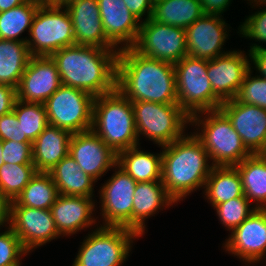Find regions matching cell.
I'll return each mask as SVG.
<instances>
[{
  "label": "cell",
  "mask_w": 266,
  "mask_h": 266,
  "mask_svg": "<svg viewBox=\"0 0 266 266\" xmlns=\"http://www.w3.org/2000/svg\"><path fill=\"white\" fill-rule=\"evenodd\" d=\"M37 173L34 164H3L0 167V190L14 201Z\"/></svg>",
  "instance_id": "34"
},
{
  "label": "cell",
  "mask_w": 266,
  "mask_h": 266,
  "mask_svg": "<svg viewBox=\"0 0 266 266\" xmlns=\"http://www.w3.org/2000/svg\"><path fill=\"white\" fill-rule=\"evenodd\" d=\"M33 142L2 141L5 164H33Z\"/></svg>",
  "instance_id": "38"
},
{
  "label": "cell",
  "mask_w": 266,
  "mask_h": 266,
  "mask_svg": "<svg viewBox=\"0 0 266 266\" xmlns=\"http://www.w3.org/2000/svg\"><path fill=\"white\" fill-rule=\"evenodd\" d=\"M116 88L131 102L178 104L174 65L120 48Z\"/></svg>",
  "instance_id": "1"
},
{
  "label": "cell",
  "mask_w": 266,
  "mask_h": 266,
  "mask_svg": "<svg viewBox=\"0 0 266 266\" xmlns=\"http://www.w3.org/2000/svg\"><path fill=\"white\" fill-rule=\"evenodd\" d=\"M205 189L213 206L244 196L241 177L235 166H214L206 180Z\"/></svg>",
  "instance_id": "30"
},
{
  "label": "cell",
  "mask_w": 266,
  "mask_h": 266,
  "mask_svg": "<svg viewBox=\"0 0 266 266\" xmlns=\"http://www.w3.org/2000/svg\"><path fill=\"white\" fill-rule=\"evenodd\" d=\"M204 15L200 0H154L152 19L186 29Z\"/></svg>",
  "instance_id": "28"
},
{
  "label": "cell",
  "mask_w": 266,
  "mask_h": 266,
  "mask_svg": "<svg viewBox=\"0 0 266 266\" xmlns=\"http://www.w3.org/2000/svg\"><path fill=\"white\" fill-rule=\"evenodd\" d=\"M251 68L247 71L236 100L266 109V78L250 77Z\"/></svg>",
  "instance_id": "36"
},
{
  "label": "cell",
  "mask_w": 266,
  "mask_h": 266,
  "mask_svg": "<svg viewBox=\"0 0 266 266\" xmlns=\"http://www.w3.org/2000/svg\"><path fill=\"white\" fill-rule=\"evenodd\" d=\"M175 202L162 181L137 182L133 198L132 230L142 235L144 219L154 214L161 206H169Z\"/></svg>",
  "instance_id": "24"
},
{
  "label": "cell",
  "mask_w": 266,
  "mask_h": 266,
  "mask_svg": "<svg viewBox=\"0 0 266 266\" xmlns=\"http://www.w3.org/2000/svg\"><path fill=\"white\" fill-rule=\"evenodd\" d=\"M231 0H200L204 14L220 15L229 6Z\"/></svg>",
  "instance_id": "44"
},
{
  "label": "cell",
  "mask_w": 266,
  "mask_h": 266,
  "mask_svg": "<svg viewBox=\"0 0 266 266\" xmlns=\"http://www.w3.org/2000/svg\"><path fill=\"white\" fill-rule=\"evenodd\" d=\"M23 3L22 0H0V12L10 10Z\"/></svg>",
  "instance_id": "46"
},
{
  "label": "cell",
  "mask_w": 266,
  "mask_h": 266,
  "mask_svg": "<svg viewBox=\"0 0 266 266\" xmlns=\"http://www.w3.org/2000/svg\"><path fill=\"white\" fill-rule=\"evenodd\" d=\"M13 112L21 124L22 142H33L49 125L43 103L24 102L17 99Z\"/></svg>",
  "instance_id": "33"
},
{
  "label": "cell",
  "mask_w": 266,
  "mask_h": 266,
  "mask_svg": "<svg viewBox=\"0 0 266 266\" xmlns=\"http://www.w3.org/2000/svg\"><path fill=\"white\" fill-rule=\"evenodd\" d=\"M132 48L146 57L175 65L187 56L185 29L149 18L140 23L139 34Z\"/></svg>",
  "instance_id": "11"
},
{
  "label": "cell",
  "mask_w": 266,
  "mask_h": 266,
  "mask_svg": "<svg viewBox=\"0 0 266 266\" xmlns=\"http://www.w3.org/2000/svg\"><path fill=\"white\" fill-rule=\"evenodd\" d=\"M250 48L249 56L253 60L255 68L259 70L261 77L266 78V48L256 44L250 46Z\"/></svg>",
  "instance_id": "43"
},
{
  "label": "cell",
  "mask_w": 266,
  "mask_h": 266,
  "mask_svg": "<svg viewBox=\"0 0 266 266\" xmlns=\"http://www.w3.org/2000/svg\"><path fill=\"white\" fill-rule=\"evenodd\" d=\"M202 113L208 114L206 120L203 121L194 114L190 117V122H195L198 126L202 123L203 133L195 134V137L213 160L212 166H235L252 155L220 109Z\"/></svg>",
  "instance_id": "5"
},
{
  "label": "cell",
  "mask_w": 266,
  "mask_h": 266,
  "mask_svg": "<svg viewBox=\"0 0 266 266\" xmlns=\"http://www.w3.org/2000/svg\"><path fill=\"white\" fill-rule=\"evenodd\" d=\"M16 100V88L0 84V116L12 112Z\"/></svg>",
  "instance_id": "42"
},
{
  "label": "cell",
  "mask_w": 266,
  "mask_h": 266,
  "mask_svg": "<svg viewBox=\"0 0 266 266\" xmlns=\"http://www.w3.org/2000/svg\"><path fill=\"white\" fill-rule=\"evenodd\" d=\"M94 98L82 89L62 84L44 103L48 124L71 134L91 130Z\"/></svg>",
  "instance_id": "9"
},
{
  "label": "cell",
  "mask_w": 266,
  "mask_h": 266,
  "mask_svg": "<svg viewBox=\"0 0 266 266\" xmlns=\"http://www.w3.org/2000/svg\"><path fill=\"white\" fill-rule=\"evenodd\" d=\"M235 167L241 177L244 196L250 202L260 203L256 209H266V154H252Z\"/></svg>",
  "instance_id": "27"
},
{
  "label": "cell",
  "mask_w": 266,
  "mask_h": 266,
  "mask_svg": "<svg viewBox=\"0 0 266 266\" xmlns=\"http://www.w3.org/2000/svg\"><path fill=\"white\" fill-rule=\"evenodd\" d=\"M8 229L0 233V266H20V256L28 252L13 230L10 227Z\"/></svg>",
  "instance_id": "37"
},
{
  "label": "cell",
  "mask_w": 266,
  "mask_h": 266,
  "mask_svg": "<svg viewBox=\"0 0 266 266\" xmlns=\"http://www.w3.org/2000/svg\"><path fill=\"white\" fill-rule=\"evenodd\" d=\"M9 227L27 252L60 235L50 209L11 205Z\"/></svg>",
  "instance_id": "14"
},
{
  "label": "cell",
  "mask_w": 266,
  "mask_h": 266,
  "mask_svg": "<svg viewBox=\"0 0 266 266\" xmlns=\"http://www.w3.org/2000/svg\"><path fill=\"white\" fill-rule=\"evenodd\" d=\"M101 189L102 215L106 225L132 230V209L137 182L118 166Z\"/></svg>",
  "instance_id": "13"
},
{
  "label": "cell",
  "mask_w": 266,
  "mask_h": 266,
  "mask_svg": "<svg viewBox=\"0 0 266 266\" xmlns=\"http://www.w3.org/2000/svg\"><path fill=\"white\" fill-rule=\"evenodd\" d=\"M225 26L219 15H202L185 29L187 55L207 60L223 55L220 49L228 36Z\"/></svg>",
  "instance_id": "19"
},
{
  "label": "cell",
  "mask_w": 266,
  "mask_h": 266,
  "mask_svg": "<svg viewBox=\"0 0 266 266\" xmlns=\"http://www.w3.org/2000/svg\"><path fill=\"white\" fill-rule=\"evenodd\" d=\"M24 3H27V2H36L35 0H22Z\"/></svg>",
  "instance_id": "51"
},
{
  "label": "cell",
  "mask_w": 266,
  "mask_h": 266,
  "mask_svg": "<svg viewBox=\"0 0 266 266\" xmlns=\"http://www.w3.org/2000/svg\"><path fill=\"white\" fill-rule=\"evenodd\" d=\"M62 6L41 4L30 27V40L26 39L31 56H52L56 51L75 45L72 20Z\"/></svg>",
  "instance_id": "7"
},
{
  "label": "cell",
  "mask_w": 266,
  "mask_h": 266,
  "mask_svg": "<svg viewBox=\"0 0 266 266\" xmlns=\"http://www.w3.org/2000/svg\"><path fill=\"white\" fill-rule=\"evenodd\" d=\"M94 202L91 197L59 194L50 208L53 220L60 235H72L91 226L95 219L91 214Z\"/></svg>",
  "instance_id": "22"
},
{
  "label": "cell",
  "mask_w": 266,
  "mask_h": 266,
  "mask_svg": "<svg viewBox=\"0 0 266 266\" xmlns=\"http://www.w3.org/2000/svg\"><path fill=\"white\" fill-rule=\"evenodd\" d=\"M72 134L64 129L48 125L33 141V164L37 172H50L69 154Z\"/></svg>",
  "instance_id": "23"
},
{
  "label": "cell",
  "mask_w": 266,
  "mask_h": 266,
  "mask_svg": "<svg viewBox=\"0 0 266 266\" xmlns=\"http://www.w3.org/2000/svg\"><path fill=\"white\" fill-rule=\"evenodd\" d=\"M30 57L26 42L0 39V84L17 88Z\"/></svg>",
  "instance_id": "29"
},
{
  "label": "cell",
  "mask_w": 266,
  "mask_h": 266,
  "mask_svg": "<svg viewBox=\"0 0 266 266\" xmlns=\"http://www.w3.org/2000/svg\"><path fill=\"white\" fill-rule=\"evenodd\" d=\"M11 201L0 190V226L5 222L10 226Z\"/></svg>",
  "instance_id": "45"
},
{
  "label": "cell",
  "mask_w": 266,
  "mask_h": 266,
  "mask_svg": "<svg viewBox=\"0 0 266 266\" xmlns=\"http://www.w3.org/2000/svg\"><path fill=\"white\" fill-rule=\"evenodd\" d=\"M138 146L117 154V165L136 182L162 181V153L138 150Z\"/></svg>",
  "instance_id": "25"
},
{
  "label": "cell",
  "mask_w": 266,
  "mask_h": 266,
  "mask_svg": "<svg viewBox=\"0 0 266 266\" xmlns=\"http://www.w3.org/2000/svg\"><path fill=\"white\" fill-rule=\"evenodd\" d=\"M219 109L252 154H266V109L236 99L224 101Z\"/></svg>",
  "instance_id": "12"
},
{
  "label": "cell",
  "mask_w": 266,
  "mask_h": 266,
  "mask_svg": "<svg viewBox=\"0 0 266 266\" xmlns=\"http://www.w3.org/2000/svg\"><path fill=\"white\" fill-rule=\"evenodd\" d=\"M106 37L117 47L125 42L132 47L138 37L140 21L126 7L123 0H97ZM129 43V44H128Z\"/></svg>",
  "instance_id": "21"
},
{
  "label": "cell",
  "mask_w": 266,
  "mask_h": 266,
  "mask_svg": "<svg viewBox=\"0 0 266 266\" xmlns=\"http://www.w3.org/2000/svg\"><path fill=\"white\" fill-rule=\"evenodd\" d=\"M35 1L41 4H48L51 0H35Z\"/></svg>",
  "instance_id": "49"
},
{
  "label": "cell",
  "mask_w": 266,
  "mask_h": 266,
  "mask_svg": "<svg viewBox=\"0 0 266 266\" xmlns=\"http://www.w3.org/2000/svg\"><path fill=\"white\" fill-rule=\"evenodd\" d=\"M64 7L72 20L76 44L105 49L116 48L106 37L97 0H73Z\"/></svg>",
  "instance_id": "20"
},
{
  "label": "cell",
  "mask_w": 266,
  "mask_h": 266,
  "mask_svg": "<svg viewBox=\"0 0 266 266\" xmlns=\"http://www.w3.org/2000/svg\"><path fill=\"white\" fill-rule=\"evenodd\" d=\"M244 37L266 42V9L249 16L240 27Z\"/></svg>",
  "instance_id": "39"
},
{
  "label": "cell",
  "mask_w": 266,
  "mask_h": 266,
  "mask_svg": "<svg viewBox=\"0 0 266 266\" xmlns=\"http://www.w3.org/2000/svg\"><path fill=\"white\" fill-rule=\"evenodd\" d=\"M61 85L58 67L51 56H31L16 88L17 99L44 104Z\"/></svg>",
  "instance_id": "15"
},
{
  "label": "cell",
  "mask_w": 266,
  "mask_h": 266,
  "mask_svg": "<svg viewBox=\"0 0 266 266\" xmlns=\"http://www.w3.org/2000/svg\"><path fill=\"white\" fill-rule=\"evenodd\" d=\"M2 152H3L2 140H0V167L4 164Z\"/></svg>",
  "instance_id": "48"
},
{
  "label": "cell",
  "mask_w": 266,
  "mask_h": 266,
  "mask_svg": "<svg viewBox=\"0 0 266 266\" xmlns=\"http://www.w3.org/2000/svg\"><path fill=\"white\" fill-rule=\"evenodd\" d=\"M248 60L241 51H229L208 60L207 76L213 92L223 102L236 98L244 77L251 68Z\"/></svg>",
  "instance_id": "17"
},
{
  "label": "cell",
  "mask_w": 266,
  "mask_h": 266,
  "mask_svg": "<svg viewBox=\"0 0 266 266\" xmlns=\"http://www.w3.org/2000/svg\"><path fill=\"white\" fill-rule=\"evenodd\" d=\"M118 53L119 49L75 44L56 51L51 57L63 85L96 97L116 89Z\"/></svg>",
  "instance_id": "2"
},
{
  "label": "cell",
  "mask_w": 266,
  "mask_h": 266,
  "mask_svg": "<svg viewBox=\"0 0 266 266\" xmlns=\"http://www.w3.org/2000/svg\"><path fill=\"white\" fill-rule=\"evenodd\" d=\"M207 68V59L188 55L174 65L178 104L190 117L218 110L223 103L213 92Z\"/></svg>",
  "instance_id": "6"
},
{
  "label": "cell",
  "mask_w": 266,
  "mask_h": 266,
  "mask_svg": "<svg viewBox=\"0 0 266 266\" xmlns=\"http://www.w3.org/2000/svg\"><path fill=\"white\" fill-rule=\"evenodd\" d=\"M0 140L22 142L21 124L13 111L0 116Z\"/></svg>",
  "instance_id": "40"
},
{
  "label": "cell",
  "mask_w": 266,
  "mask_h": 266,
  "mask_svg": "<svg viewBox=\"0 0 266 266\" xmlns=\"http://www.w3.org/2000/svg\"><path fill=\"white\" fill-rule=\"evenodd\" d=\"M58 189L49 172H37L11 205L50 209L57 197Z\"/></svg>",
  "instance_id": "31"
},
{
  "label": "cell",
  "mask_w": 266,
  "mask_h": 266,
  "mask_svg": "<svg viewBox=\"0 0 266 266\" xmlns=\"http://www.w3.org/2000/svg\"><path fill=\"white\" fill-rule=\"evenodd\" d=\"M225 248L245 262L261 260L266 253V209H256L235 228Z\"/></svg>",
  "instance_id": "18"
},
{
  "label": "cell",
  "mask_w": 266,
  "mask_h": 266,
  "mask_svg": "<svg viewBox=\"0 0 266 266\" xmlns=\"http://www.w3.org/2000/svg\"><path fill=\"white\" fill-rule=\"evenodd\" d=\"M59 194L92 197L95 180L68 154L50 172Z\"/></svg>",
  "instance_id": "26"
},
{
  "label": "cell",
  "mask_w": 266,
  "mask_h": 266,
  "mask_svg": "<svg viewBox=\"0 0 266 266\" xmlns=\"http://www.w3.org/2000/svg\"><path fill=\"white\" fill-rule=\"evenodd\" d=\"M69 155L94 180L117 166V154L92 130L72 134Z\"/></svg>",
  "instance_id": "16"
},
{
  "label": "cell",
  "mask_w": 266,
  "mask_h": 266,
  "mask_svg": "<svg viewBox=\"0 0 266 266\" xmlns=\"http://www.w3.org/2000/svg\"><path fill=\"white\" fill-rule=\"evenodd\" d=\"M91 130L116 154L139 144L132 102L117 88L94 98Z\"/></svg>",
  "instance_id": "4"
},
{
  "label": "cell",
  "mask_w": 266,
  "mask_h": 266,
  "mask_svg": "<svg viewBox=\"0 0 266 266\" xmlns=\"http://www.w3.org/2000/svg\"><path fill=\"white\" fill-rule=\"evenodd\" d=\"M137 236L125 227L101 226L87 236L72 266H120Z\"/></svg>",
  "instance_id": "10"
},
{
  "label": "cell",
  "mask_w": 266,
  "mask_h": 266,
  "mask_svg": "<svg viewBox=\"0 0 266 266\" xmlns=\"http://www.w3.org/2000/svg\"><path fill=\"white\" fill-rule=\"evenodd\" d=\"M132 107L138 137L144 134L161 147L184 137V124L191 123L179 104L136 101Z\"/></svg>",
  "instance_id": "8"
},
{
  "label": "cell",
  "mask_w": 266,
  "mask_h": 266,
  "mask_svg": "<svg viewBox=\"0 0 266 266\" xmlns=\"http://www.w3.org/2000/svg\"><path fill=\"white\" fill-rule=\"evenodd\" d=\"M249 207L250 201L245 196L236 197L214 206L222 224L231 231L237 228L256 210V208L252 210Z\"/></svg>",
  "instance_id": "35"
},
{
  "label": "cell",
  "mask_w": 266,
  "mask_h": 266,
  "mask_svg": "<svg viewBox=\"0 0 266 266\" xmlns=\"http://www.w3.org/2000/svg\"><path fill=\"white\" fill-rule=\"evenodd\" d=\"M71 1H73V0H51L48 4L49 5L62 6L64 8V6Z\"/></svg>",
  "instance_id": "47"
},
{
  "label": "cell",
  "mask_w": 266,
  "mask_h": 266,
  "mask_svg": "<svg viewBox=\"0 0 266 266\" xmlns=\"http://www.w3.org/2000/svg\"><path fill=\"white\" fill-rule=\"evenodd\" d=\"M162 147V183L176 202L205 185L214 166L208 165V152L194 134Z\"/></svg>",
  "instance_id": "3"
},
{
  "label": "cell",
  "mask_w": 266,
  "mask_h": 266,
  "mask_svg": "<svg viewBox=\"0 0 266 266\" xmlns=\"http://www.w3.org/2000/svg\"><path fill=\"white\" fill-rule=\"evenodd\" d=\"M126 7L132 12L137 19H142V16L147 12L148 20L153 14L154 0H123Z\"/></svg>",
  "instance_id": "41"
},
{
  "label": "cell",
  "mask_w": 266,
  "mask_h": 266,
  "mask_svg": "<svg viewBox=\"0 0 266 266\" xmlns=\"http://www.w3.org/2000/svg\"><path fill=\"white\" fill-rule=\"evenodd\" d=\"M254 2H257V3L259 2L260 5H261L262 3H263V4L266 3V0H254Z\"/></svg>",
  "instance_id": "50"
},
{
  "label": "cell",
  "mask_w": 266,
  "mask_h": 266,
  "mask_svg": "<svg viewBox=\"0 0 266 266\" xmlns=\"http://www.w3.org/2000/svg\"><path fill=\"white\" fill-rule=\"evenodd\" d=\"M40 5L39 2H27L0 12V39L26 42L18 36L27 28L30 31L33 18Z\"/></svg>",
  "instance_id": "32"
}]
</instances>
